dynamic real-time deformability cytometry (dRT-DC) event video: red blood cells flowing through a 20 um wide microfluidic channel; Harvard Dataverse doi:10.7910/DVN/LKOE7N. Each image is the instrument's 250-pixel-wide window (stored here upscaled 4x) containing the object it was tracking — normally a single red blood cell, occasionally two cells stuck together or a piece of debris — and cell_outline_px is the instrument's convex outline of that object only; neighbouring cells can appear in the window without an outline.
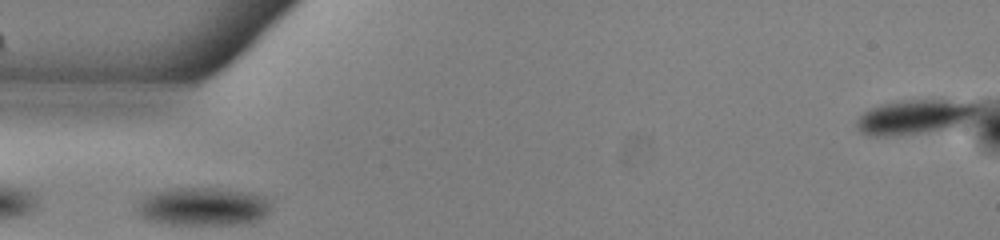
{"species": "common noctule bat (a hibernating species)", "species_latin": "Nyctalus noctula", "temperature_condition": "warm", "stored_images_in_passage": 35, "camera_frame_rate_fps": 3000, "um_per_image_px": 0.085, "animal": {"sex": "male", "body_mass_g": 13.0, "forearm_length_mm": 53.1}, "frame": {"image": 1, "passage_image": 1, "time_ms": 0.0, "image_size_px": [1000, 240], "cell_outline_px": [[272, 212], [268, 216], [260, 220], [248, 224], [160, 224], [148, 220], [140, 216], [136, 212], [136, 208], [144, 196], [148, 192], [172, 188], [216, 188], [252, 192], [264, 196], [272, 204]], "centroid_in_image_um": [17.3, 17.56], "position_along_channel_um": 67.7, "area_um2": 30.69}}
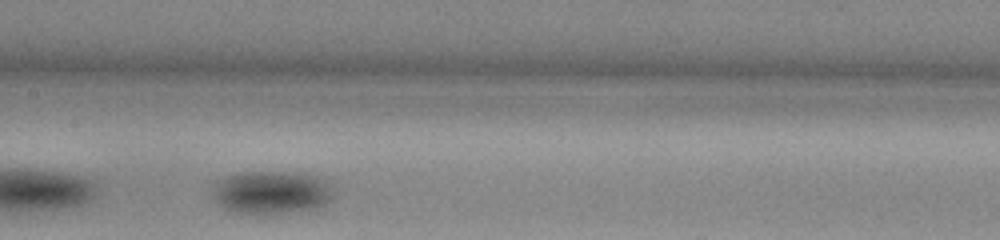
{"frame": {"image": 2, "passage_image": 10, "time_ms": 3.0, "image_size_px": [1000, 240], "cell_outline_px": [[336, 192], [332, 200], [316, 208], [300, 212], [248, 216], [232, 212], [224, 208], [212, 196], [212, 184], [216, 180], [228, 176], [244, 172], [284, 172], [312, 176], [324, 180]], "centroid_in_image_um": [23.04, 16.41], "position_along_channel_um": 184.4, "area_um2": 31.04}}
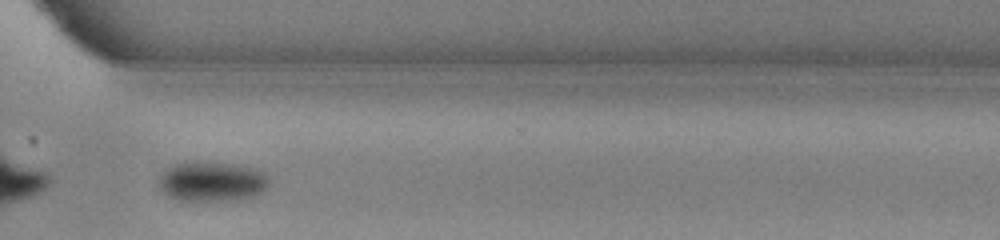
{"frame": {"image": 3, "passage_image": 23, "time_ms": 7.333, "image_size_px": [1000, 240], "cell_outline_px": [[272, 180], [260, 192], [252, 196], [224, 200], [180, 200], [168, 196], [160, 188], [160, 176], [172, 164], [184, 160], [196, 160], [240, 164], [264, 172]], "centroid_in_image_um": [18.0, 15.37], "position_along_channel_um": 352.6, "area_um2": 25.78}, "authors_computed_cell_mechanics": {"area_um2": 27.8018, "velocity_mm_per_s": 3.8856, "shape_relaxation_time_tau1_ms": 1.6047, "shape_relaxation_time_tau2_ms": null, "deformation_change_tau1": 0.0634, "deformation_change_tau2": null}}